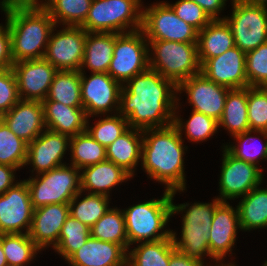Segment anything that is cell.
<instances>
[{
  "mask_svg": "<svg viewBox=\"0 0 267 266\" xmlns=\"http://www.w3.org/2000/svg\"><path fill=\"white\" fill-rule=\"evenodd\" d=\"M177 86L148 68L122 85L118 113L129 127L145 130L173 124Z\"/></svg>",
  "mask_w": 267,
  "mask_h": 266,
  "instance_id": "obj_1",
  "label": "cell"
},
{
  "mask_svg": "<svg viewBox=\"0 0 267 266\" xmlns=\"http://www.w3.org/2000/svg\"><path fill=\"white\" fill-rule=\"evenodd\" d=\"M142 133L141 164L149 178L165 184L166 191L185 190L183 134L173 124Z\"/></svg>",
  "mask_w": 267,
  "mask_h": 266,
  "instance_id": "obj_2",
  "label": "cell"
},
{
  "mask_svg": "<svg viewBox=\"0 0 267 266\" xmlns=\"http://www.w3.org/2000/svg\"><path fill=\"white\" fill-rule=\"evenodd\" d=\"M11 35L14 63L43 59L52 30L56 26L39 3H0Z\"/></svg>",
  "mask_w": 267,
  "mask_h": 266,
  "instance_id": "obj_3",
  "label": "cell"
},
{
  "mask_svg": "<svg viewBox=\"0 0 267 266\" xmlns=\"http://www.w3.org/2000/svg\"><path fill=\"white\" fill-rule=\"evenodd\" d=\"M178 191H171L172 214L185 211L182 217L181 239L176 238V233L171 231V238L177 251L185 256L198 259L204 262V256L210 257L209 251V231L211 230L212 220L216 207L221 201L215 197L211 203H189L175 205L173 198ZM188 207V208H187Z\"/></svg>",
  "mask_w": 267,
  "mask_h": 266,
  "instance_id": "obj_4",
  "label": "cell"
},
{
  "mask_svg": "<svg viewBox=\"0 0 267 266\" xmlns=\"http://www.w3.org/2000/svg\"><path fill=\"white\" fill-rule=\"evenodd\" d=\"M130 245L163 240L171 237V230H163L172 216V199L169 191L162 198L152 199L123 210Z\"/></svg>",
  "mask_w": 267,
  "mask_h": 266,
  "instance_id": "obj_5",
  "label": "cell"
},
{
  "mask_svg": "<svg viewBox=\"0 0 267 266\" xmlns=\"http://www.w3.org/2000/svg\"><path fill=\"white\" fill-rule=\"evenodd\" d=\"M149 68L176 86L201 71L197 43L148 40ZM152 54L153 57H152ZM151 55V56H150Z\"/></svg>",
  "mask_w": 267,
  "mask_h": 266,
  "instance_id": "obj_6",
  "label": "cell"
},
{
  "mask_svg": "<svg viewBox=\"0 0 267 266\" xmlns=\"http://www.w3.org/2000/svg\"><path fill=\"white\" fill-rule=\"evenodd\" d=\"M142 9L141 0H92L81 27L87 32L121 34L137 31L142 28Z\"/></svg>",
  "mask_w": 267,
  "mask_h": 266,
  "instance_id": "obj_7",
  "label": "cell"
},
{
  "mask_svg": "<svg viewBox=\"0 0 267 266\" xmlns=\"http://www.w3.org/2000/svg\"><path fill=\"white\" fill-rule=\"evenodd\" d=\"M80 170L68 164L24 179L34 209L50 204H69L81 191Z\"/></svg>",
  "mask_w": 267,
  "mask_h": 266,
  "instance_id": "obj_8",
  "label": "cell"
},
{
  "mask_svg": "<svg viewBox=\"0 0 267 266\" xmlns=\"http://www.w3.org/2000/svg\"><path fill=\"white\" fill-rule=\"evenodd\" d=\"M140 29L121 33L115 39L108 74L121 85L149 68V47Z\"/></svg>",
  "mask_w": 267,
  "mask_h": 266,
  "instance_id": "obj_9",
  "label": "cell"
},
{
  "mask_svg": "<svg viewBox=\"0 0 267 266\" xmlns=\"http://www.w3.org/2000/svg\"><path fill=\"white\" fill-rule=\"evenodd\" d=\"M232 15L223 17L233 33L234 44L243 52L267 42V7L232 0Z\"/></svg>",
  "mask_w": 267,
  "mask_h": 266,
  "instance_id": "obj_10",
  "label": "cell"
},
{
  "mask_svg": "<svg viewBox=\"0 0 267 266\" xmlns=\"http://www.w3.org/2000/svg\"><path fill=\"white\" fill-rule=\"evenodd\" d=\"M147 40L197 43L198 31L180 19L167 2L143 9L142 28Z\"/></svg>",
  "mask_w": 267,
  "mask_h": 266,
  "instance_id": "obj_11",
  "label": "cell"
},
{
  "mask_svg": "<svg viewBox=\"0 0 267 266\" xmlns=\"http://www.w3.org/2000/svg\"><path fill=\"white\" fill-rule=\"evenodd\" d=\"M51 32L44 59L57 70L79 71L83 62L86 30L81 26H65Z\"/></svg>",
  "mask_w": 267,
  "mask_h": 266,
  "instance_id": "obj_12",
  "label": "cell"
},
{
  "mask_svg": "<svg viewBox=\"0 0 267 266\" xmlns=\"http://www.w3.org/2000/svg\"><path fill=\"white\" fill-rule=\"evenodd\" d=\"M222 169L219 179L221 202H227V199L243 197L256 186L260 185L263 180L262 168L257 165L232 156L223 148Z\"/></svg>",
  "mask_w": 267,
  "mask_h": 266,
  "instance_id": "obj_13",
  "label": "cell"
},
{
  "mask_svg": "<svg viewBox=\"0 0 267 266\" xmlns=\"http://www.w3.org/2000/svg\"><path fill=\"white\" fill-rule=\"evenodd\" d=\"M82 105L87 118L119 111L122 85L108 73L95 72L87 78L80 72ZM113 108V109H112Z\"/></svg>",
  "mask_w": 267,
  "mask_h": 266,
  "instance_id": "obj_14",
  "label": "cell"
},
{
  "mask_svg": "<svg viewBox=\"0 0 267 266\" xmlns=\"http://www.w3.org/2000/svg\"><path fill=\"white\" fill-rule=\"evenodd\" d=\"M34 208L30 191L25 180L16 182L5 193L0 195V234H28Z\"/></svg>",
  "mask_w": 267,
  "mask_h": 266,
  "instance_id": "obj_15",
  "label": "cell"
},
{
  "mask_svg": "<svg viewBox=\"0 0 267 266\" xmlns=\"http://www.w3.org/2000/svg\"><path fill=\"white\" fill-rule=\"evenodd\" d=\"M231 89L207 79L201 72L182 81L177 93H185L193 111L203 113L219 121L224 110L225 100Z\"/></svg>",
  "mask_w": 267,
  "mask_h": 266,
  "instance_id": "obj_16",
  "label": "cell"
},
{
  "mask_svg": "<svg viewBox=\"0 0 267 266\" xmlns=\"http://www.w3.org/2000/svg\"><path fill=\"white\" fill-rule=\"evenodd\" d=\"M239 228L237 206L234 209L229 202H221L214 211L208 238L210 258L216 261L215 266H236L234 262L224 263L223 259L229 252L232 254V247L235 245Z\"/></svg>",
  "mask_w": 267,
  "mask_h": 266,
  "instance_id": "obj_17",
  "label": "cell"
},
{
  "mask_svg": "<svg viewBox=\"0 0 267 266\" xmlns=\"http://www.w3.org/2000/svg\"><path fill=\"white\" fill-rule=\"evenodd\" d=\"M12 69L17 80L19 98L37 101L46 99L58 71L44 58L18 61L13 64Z\"/></svg>",
  "mask_w": 267,
  "mask_h": 266,
  "instance_id": "obj_18",
  "label": "cell"
},
{
  "mask_svg": "<svg viewBox=\"0 0 267 266\" xmlns=\"http://www.w3.org/2000/svg\"><path fill=\"white\" fill-rule=\"evenodd\" d=\"M246 53L234 46L219 56L206 60L201 73L212 82L229 89L248 87L246 75Z\"/></svg>",
  "mask_w": 267,
  "mask_h": 266,
  "instance_id": "obj_19",
  "label": "cell"
},
{
  "mask_svg": "<svg viewBox=\"0 0 267 266\" xmlns=\"http://www.w3.org/2000/svg\"><path fill=\"white\" fill-rule=\"evenodd\" d=\"M70 148V137L45 129L28 144L25 165H32L36 174L50 171L62 163L66 150Z\"/></svg>",
  "mask_w": 267,
  "mask_h": 266,
  "instance_id": "obj_20",
  "label": "cell"
},
{
  "mask_svg": "<svg viewBox=\"0 0 267 266\" xmlns=\"http://www.w3.org/2000/svg\"><path fill=\"white\" fill-rule=\"evenodd\" d=\"M69 215V204H50L36 208L28 235L40 250L51 245L55 248Z\"/></svg>",
  "mask_w": 267,
  "mask_h": 266,
  "instance_id": "obj_21",
  "label": "cell"
},
{
  "mask_svg": "<svg viewBox=\"0 0 267 266\" xmlns=\"http://www.w3.org/2000/svg\"><path fill=\"white\" fill-rule=\"evenodd\" d=\"M0 118L18 138L27 144L46 129L42 101L20 99Z\"/></svg>",
  "mask_w": 267,
  "mask_h": 266,
  "instance_id": "obj_22",
  "label": "cell"
},
{
  "mask_svg": "<svg viewBox=\"0 0 267 266\" xmlns=\"http://www.w3.org/2000/svg\"><path fill=\"white\" fill-rule=\"evenodd\" d=\"M127 256L123 246L90 236L67 261L71 266H127Z\"/></svg>",
  "mask_w": 267,
  "mask_h": 266,
  "instance_id": "obj_23",
  "label": "cell"
},
{
  "mask_svg": "<svg viewBox=\"0 0 267 266\" xmlns=\"http://www.w3.org/2000/svg\"><path fill=\"white\" fill-rule=\"evenodd\" d=\"M84 169V170H83ZM81 191L110 196L112 188L132 178L126 171L109 160L80 170Z\"/></svg>",
  "mask_w": 267,
  "mask_h": 266,
  "instance_id": "obj_24",
  "label": "cell"
},
{
  "mask_svg": "<svg viewBox=\"0 0 267 266\" xmlns=\"http://www.w3.org/2000/svg\"><path fill=\"white\" fill-rule=\"evenodd\" d=\"M46 129L73 137L86 131L83 107H70L56 101H42Z\"/></svg>",
  "mask_w": 267,
  "mask_h": 266,
  "instance_id": "obj_25",
  "label": "cell"
},
{
  "mask_svg": "<svg viewBox=\"0 0 267 266\" xmlns=\"http://www.w3.org/2000/svg\"><path fill=\"white\" fill-rule=\"evenodd\" d=\"M142 130L129 128L113 143L106 147L107 160L121 167L133 177L136 165L141 161Z\"/></svg>",
  "mask_w": 267,
  "mask_h": 266,
  "instance_id": "obj_26",
  "label": "cell"
},
{
  "mask_svg": "<svg viewBox=\"0 0 267 266\" xmlns=\"http://www.w3.org/2000/svg\"><path fill=\"white\" fill-rule=\"evenodd\" d=\"M118 33L87 32L83 62L80 72H85L84 67L91 73H108V68L113 56L115 39Z\"/></svg>",
  "mask_w": 267,
  "mask_h": 266,
  "instance_id": "obj_27",
  "label": "cell"
},
{
  "mask_svg": "<svg viewBox=\"0 0 267 266\" xmlns=\"http://www.w3.org/2000/svg\"><path fill=\"white\" fill-rule=\"evenodd\" d=\"M198 58L200 65L235 46L233 33L227 22L212 20L198 32Z\"/></svg>",
  "mask_w": 267,
  "mask_h": 266,
  "instance_id": "obj_28",
  "label": "cell"
},
{
  "mask_svg": "<svg viewBox=\"0 0 267 266\" xmlns=\"http://www.w3.org/2000/svg\"><path fill=\"white\" fill-rule=\"evenodd\" d=\"M224 127L233 137L250 130L248 122L247 88L231 89L226 97L218 127Z\"/></svg>",
  "mask_w": 267,
  "mask_h": 266,
  "instance_id": "obj_29",
  "label": "cell"
},
{
  "mask_svg": "<svg viewBox=\"0 0 267 266\" xmlns=\"http://www.w3.org/2000/svg\"><path fill=\"white\" fill-rule=\"evenodd\" d=\"M259 188L258 185L244 195L237 205L241 230L267 227V188Z\"/></svg>",
  "mask_w": 267,
  "mask_h": 266,
  "instance_id": "obj_30",
  "label": "cell"
},
{
  "mask_svg": "<svg viewBox=\"0 0 267 266\" xmlns=\"http://www.w3.org/2000/svg\"><path fill=\"white\" fill-rule=\"evenodd\" d=\"M131 250V251H129ZM128 250L127 266H169L170 255L176 250L171 237L140 242Z\"/></svg>",
  "mask_w": 267,
  "mask_h": 266,
  "instance_id": "obj_31",
  "label": "cell"
},
{
  "mask_svg": "<svg viewBox=\"0 0 267 266\" xmlns=\"http://www.w3.org/2000/svg\"><path fill=\"white\" fill-rule=\"evenodd\" d=\"M43 101H56L70 107H83L80 71L58 70Z\"/></svg>",
  "mask_w": 267,
  "mask_h": 266,
  "instance_id": "obj_32",
  "label": "cell"
},
{
  "mask_svg": "<svg viewBox=\"0 0 267 266\" xmlns=\"http://www.w3.org/2000/svg\"><path fill=\"white\" fill-rule=\"evenodd\" d=\"M39 3L53 21L63 26H81L89 13L92 0H45Z\"/></svg>",
  "mask_w": 267,
  "mask_h": 266,
  "instance_id": "obj_33",
  "label": "cell"
},
{
  "mask_svg": "<svg viewBox=\"0 0 267 266\" xmlns=\"http://www.w3.org/2000/svg\"><path fill=\"white\" fill-rule=\"evenodd\" d=\"M70 152V165L79 170L107 159L106 147L94 140L87 131L70 137Z\"/></svg>",
  "mask_w": 267,
  "mask_h": 266,
  "instance_id": "obj_34",
  "label": "cell"
},
{
  "mask_svg": "<svg viewBox=\"0 0 267 266\" xmlns=\"http://www.w3.org/2000/svg\"><path fill=\"white\" fill-rule=\"evenodd\" d=\"M91 237L113 242L128 251V239L123 210L110 208L102 218L90 228Z\"/></svg>",
  "mask_w": 267,
  "mask_h": 266,
  "instance_id": "obj_35",
  "label": "cell"
},
{
  "mask_svg": "<svg viewBox=\"0 0 267 266\" xmlns=\"http://www.w3.org/2000/svg\"><path fill=\"white\" fill-rule=\"evenodd\" d=\"M82 191L69 202L70 216L91 228L110 209L109 197L101 194H86L79 201Z\"/></svg>",
  "mask_w": 267,
  "mask_h": 266,
  "instance_id": "obj_36",
  "label": "cell"
},
{
  "mask_svg": "<svg viewBox=\"0 0 267 266\" xmlns=\"http://www.w3.org/2000/svg\"><path fill=\"white\" fill-rule=\"evenodd\" d=\"M1 242L7 263L16 266H26L41 251L25 232L1 234Z\"/></svg>",
  "mask_w": 267,
  "mask_h": 266,
  "instance_id": "obj_37",
  "label": "cell"
},
{
  "mask_svg": "<svg viewBox=\"0 0 267 266\" xmlns=\"http://www.w3.org/2000/svg\"><path fill=\"white\" fill-rule=\"evenodd\" d=\"M90 236V228L69 215L62 227L58 244L54 250L67 261L87 242Z\"/></svg>",
  "mask_w": 267,
  "mask_h": 266,
  "instance_id": "obj_38",
  "label": "cell"
},
{
  "mask_svg": "<svg viewBox=\"0 0 267 266\" xmlns=\"http://www.w3.org/2000/svg\"><path fill=\"white\" fill-rule=\"evenodd\" d=\"M179 104L176 103L175 114L173 125L178 129L179 133L182 134L183 129L185 130L186 137L192 141L201 142L212 137L218 130V121L211 118L203 113H199L192 110L189 120L186 122L182 121L178 115H176V110ZM184 123V124H183Z\"/></svg>",
  "mask_w": 267,
  "mask_h": 266,
  "instance_id": "obj_39",
  "label": "cell"
},
{
  "mask_svg": "<svg viewBox=\"0 0 267 266\" xmlns=\"http://www.w3.org/2000/svg\"><path fill=\"white\" fill-rule=\"evenodd\" d=\"M28 144L18 138L0 118V164L25 166Z\"/></svg>",
  "mask_w": 267,
  "mask_h": 266,
  "instance_id": "obj_40",
  "label": "cell"
},
{
  "mask_svg": "<svg viewBox=\"0 0 267 266\" xmlns=\"http://www.w3.org/2000/svg\"><path fill=\"white\" fill-rule=\"evenodd\" d=\"M252 132L262 135L266 140L265 143L257 146L254 143ZM238 144L224 145V148L235 158L245 162L253 163L258 166L260 159L267 160V131H246L233 136ZM237 145V146H236ZM257 147V148H256Z\"/></svg>",
  "mask_w": 267,
  "mask_h": 266,
  "instance_id": "obj_41",
  "label": "cell"
},
{
  "mask_svg": "<svg viewBox=\"0 0 267 266\" xmlns=\"http://www.w3.org/2000/svg\"><path fill=\"white\" fill-rule=\"evenodd\" d=\"M116 113L113 116L111 114V116L107 115L104 119H99L92 127H89L87 118L86 131L104 147L109 146L130 128L127 119L118 113L116 115Z\"/></svg>",
  "mask_w": 267,
  "mask_h": 266,
  "instance_id": "obj_42",
  "label": "cell"
},
{
  "mask_svg": "<svg viewBox=\"0 0 267 266\" xmlns=\"http://www.w3.org/2000/svg\"><path fill=\"white\" fill-rule=\"evenodd\" d=\"M248 122L252 131H267V87H247Z\"/></svg>",
  "mask_w": 267,
  "mask_h": 266,
  "instance_id": "obj_43",
  "label": "cell"
},
{
  "mask_svg": "<svg viewBox=\"0 0 267 266\" xmlns=\"http://www.w3.org/2000/svg\"><path fill=\"white\" fill-rule=\"evenodd\" d=\"M245 67L248 87H267V42L246 53Z\"/></svg>",
  "mask_w": 267,
  "mask_h": 266,
  "instance_id": "obj_44",
  "label": "cell"
},
{
  "mask_svg": "<svg viewBox=\"0 0 267 266\" xmlns=\"http://www.w3.org/2000/svg\"><path fill=\"white\" fill-rule=\"evenodd\" d=\"M167 4L180 19L194 27L198 32L212 21L209 15L192 0H178L173 5Z\"/></svg>",
  "mask_w": 267,
  "mask_h": 266,
  "instance_id": "obj_45",
  "label": "cell"
},
{
  "mask_svg": "<svg viewBox=\"0 0 267 266\" xmlns=\"http://www.w3.org/2000/svg\"><path fill=\"white\" fill-rule=\"evenodd\" d=\"M20 100L12 68L0 70V117Z\"/></svg>",
  "mask_w": 267,
  "mask_h": 266,
  "instance_id": "obj_46",
  "label": "cell"
},
{
  "mask_svg": "<svg viewBox=\"0 0 267 266\" xmlns=\"http://www.w3.org/2000/svg\"><path fill=\"white\" fill-rule=\"evenodd\" d=\"M14 61L11 55V35L6 22L0 24V70L12 68Z\"/></svg>",
  "mask_w": 267,
  "mask_h": 266,
  "instance_id": "obj_47",
  "label": "cell"
},
{
  "mask_svg": "<svg viewBox=\"0 0 267 266\" xmlns=\"http://www.w3.org/2000/svg\"><path fill=\"white\" fill-rule=\"evenodd\" d=\"M197 3L212 20H223L220 18V12L224 10L227 0H192ZM219 14V15H218Z\"/></svg>",
  "mask_w": 267,
  "mask_h": 266,
  "instance_id": "obj_48",
  "label": "cell"
},
{
  "mask_svg": "<svg viewBox=\"0 0 267 266\" xmlns=\"http://www.w3.org/2000/svg\"><path fill=\"white\" fill-rule=\"evenodd\" d=\"M16 170H18V168L0 164V195L5 193L9 188L16 184L14 183L16 181Z\"/></svg>",
  "mask_w": 267,
  "mask_h": 266,
  "instance_id": "obj_49",
  "label": "cell"
},
{
  "mask_svg": "<svg viewBox=\"0 0 267 266\" xmlns=\"http://www.w3.org/2000/svg\"><path fill=\"white\" fill-rule=\"evenodd\" d=\"M169 266H205V265L204 262L195 258L185 256L181 252L175 250L170 255Z\"/></svg>",
  "mask_w": 267,
  "mask_h": 266,
  "instance_id": "obj_50",
  "label": "cell"
},
{
  "mask_svg": "<svg viewBox=\"0 0 267 266\" xmlns=\"http://www.w3.org/2000/svg\"><path fill=\"white\" fill-rule=\"evenodd\" d=\"M235 1L246 3V4H251V5H259V6L267 7V0H235Z\"/></svg>",
  "mask_w": 267,
  "mask_h": 266,
  "instance_id": "obj_51",
  "label": "cell"
},
{
  "mask_svg": "<svg viewBox=\"0 0 267 266\" xmlns=\"http://www.w3.org/2000/svg\"><path fill=\"white\" fill-rule=\"evenodd\" d=\"M0 3H40L39 0H2Z\"/></svg>",
  "mask_w": 267,
  "mask_h": 266,
  "instance_id": "obj_52",
  "label": "cell"
},
{
  "mask_svg": "<svg viewBox=\"0 0 267 266\" xmlns=\"http://www.w3.org/2000/svg\"><path fill=\"white\" fill-rule=\"evenodd\" d=\"M6 263H7V260H6L5 254L3 252L2 242H1V234H0V266H3Z\"/></svg>",
  "mask_w": 267,
  "mask_h": 266,
  "instance_id": "obj_53",
  "label": "cell"
},
{
  "mask_svg": "<svg viewBox=\"0 0 267 266\" xmlns=\"http://www.w3.org/2000/svg\"><path fill=\"white\" fill-rule=\"evenodd\" d=\"M3 266H16V265H12V264L6 263Z\"/></svg>",
  "mask_w": 267,
  "mask_h": 266,
  "instance_id": "obj_54",
  "label": "cell"
},
{
  "mask_svg": "<svg viewBox=\"0 0 267 266\" xmlns=\"http://www.w3.org/2000/svg\"><path fill=\"white\" fill-rule=\"evenodd\" d=\"M262 266H267V261H265V262H264V265H262Z\"/></svg>",
  "mask_w": 267,
  "mask_h": 266,
  "instance_id": "obj_55",
  "label": "cell"
}]
</instances>
